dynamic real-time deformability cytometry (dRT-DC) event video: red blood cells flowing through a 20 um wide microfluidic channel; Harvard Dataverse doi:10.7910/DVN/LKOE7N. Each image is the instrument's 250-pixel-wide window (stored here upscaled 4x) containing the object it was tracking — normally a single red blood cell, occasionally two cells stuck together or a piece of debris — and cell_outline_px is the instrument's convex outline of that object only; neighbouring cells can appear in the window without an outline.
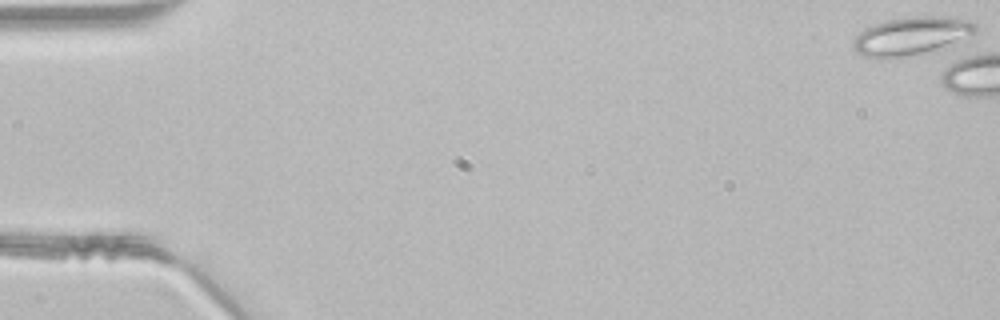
{"species": "common noctule bat (a hibernating species)", "species_latin": "Nyctalus noctula", "temperature_condition": "room temperature", "stored_images_in_passage": 1, "camera_frame_rate_fps": 3000, "um_per_image_px": 0.085, "animal": {"sex": "male", "body_mass_g": 21.5, "forearm_length_mm": 52.0}, "frame": {"image": 1, "passage_image": 1, "time_ms": 0.0, "image_size_px": [1000, 320], "cell_outline_px": [[980, 28], [976, 32], [916, 56], [884, 60], [880, 60], [864, 56], [856, 52], [852, 48], [852, 44], [856, 36], [864, 28], [872, 24], [888, 20], [912, 16], [952, 16], [968, 20], [976, 24]], "centroid_in_image_um": [77.39, 3.07], "position_along_channel_um": 7.6, "area_um2": 27.46}}